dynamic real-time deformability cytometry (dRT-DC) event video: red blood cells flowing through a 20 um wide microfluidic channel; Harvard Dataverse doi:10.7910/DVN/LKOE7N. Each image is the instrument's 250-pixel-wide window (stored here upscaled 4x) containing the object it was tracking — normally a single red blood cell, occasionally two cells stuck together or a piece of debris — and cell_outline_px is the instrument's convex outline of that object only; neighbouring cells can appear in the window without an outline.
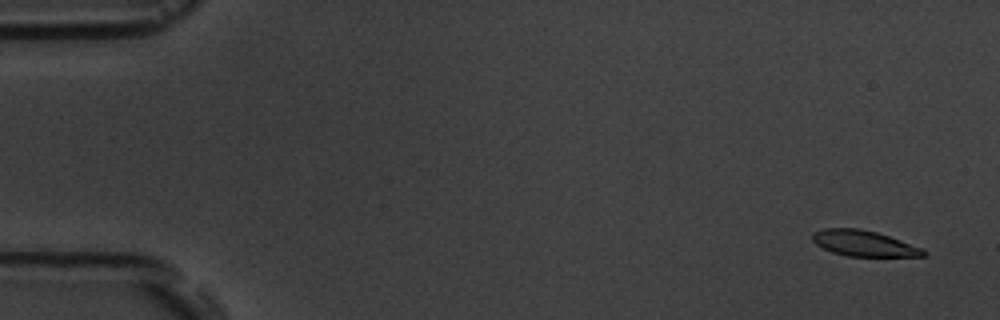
{"species": "common noctule bat (a hibernating species)", "species_latin": "Nyctalus noctula", "temperature_condition": "room temperature", "stored_images_in_passage": 4, "camera_frame_rate_fps": 3000, "um_per_image_px": 0.085, "animal": {"sex": "male", "body_mass_g": 19.5, "forearm_length_mm": 54.6}, "frame": {"image": 1, "passage_image": 1, "time_ms": 0.0, "image_size_px": [1000, 320], "cell_outline_px": [[928, 252], [924, 256], [848, 256], [832, 252], [816, 244], [812, 240], [812, 232], [824, 228], [860, 228], [876, 232], [924, 248]], "centroid_in_image_um": [73.43, 20.68], "position_along_channel_um": 11.6, "area_um2": 16.65}}